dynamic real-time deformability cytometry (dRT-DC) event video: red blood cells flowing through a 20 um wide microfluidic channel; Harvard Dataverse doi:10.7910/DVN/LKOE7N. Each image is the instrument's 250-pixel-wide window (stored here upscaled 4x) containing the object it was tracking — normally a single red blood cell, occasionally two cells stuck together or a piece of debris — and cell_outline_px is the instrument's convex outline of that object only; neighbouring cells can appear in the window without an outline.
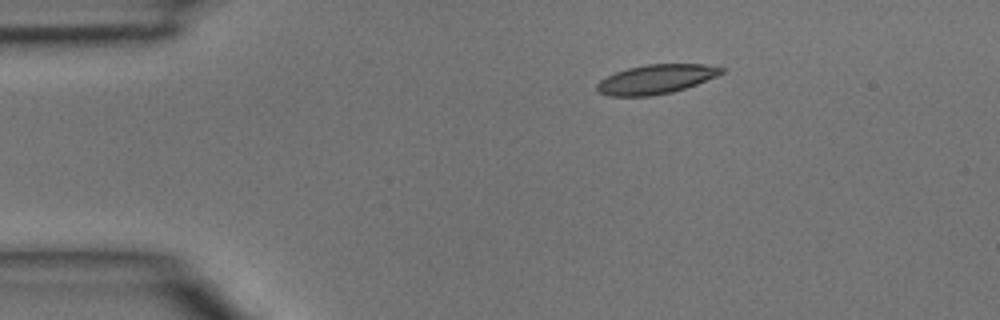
{"species": "common noctule bat (a hibernating species)", "species_latin": "Nyctalus noctula", "temperature_condition": "room temperature", "stored_images_in_passage": 3, "camera_frame_rate_fps": 3000, "um_per_image_px": 0.085, "animal": {"sex": "male", "body_mass_g": 15.6}, "frame": {"image": 1, "passage_image": 3, "time_ms": 0.667, "image_size_px": [1000, 320], "cell_outline_px": [[724, 72], [716, 76], [696, 84], [672, 92], [648, 96], [608, 96], [596, 92], [596, 84], [600, 80], [616, 72], [628, 68], [648, 64], [704, 64], [724, 68]], "centroid_in_image_um": [55.72, 6.74], "position_along_channel_um": 29.3, "area_um2": 21.1}}